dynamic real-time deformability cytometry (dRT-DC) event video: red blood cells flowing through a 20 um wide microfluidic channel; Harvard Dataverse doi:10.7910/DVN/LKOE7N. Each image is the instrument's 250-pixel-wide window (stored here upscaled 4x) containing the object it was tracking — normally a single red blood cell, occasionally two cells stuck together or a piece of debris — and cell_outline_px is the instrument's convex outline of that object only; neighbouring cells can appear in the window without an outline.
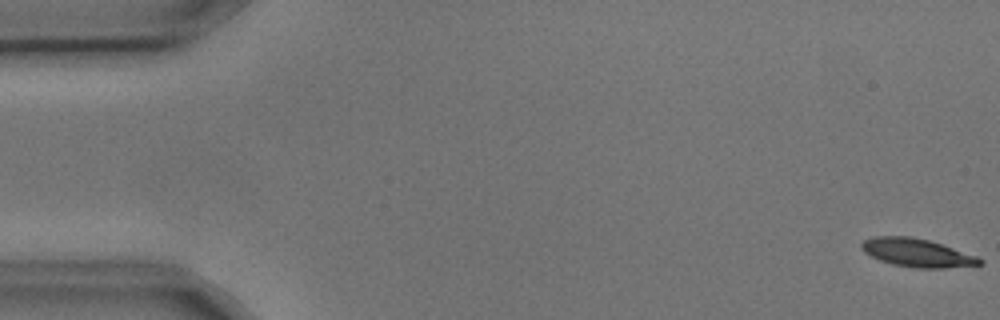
{"species": "common noctule bat (a hibernating species)", "species_latin": "Nyctalus noctula", "temperature_condition": "cold", "stored_images_in_passage": 6, "camera_frame_rate_fps": 3000, "um_per_image_px": 0.085, "animal": {"sex": "male", "body_mass_g": 17.9, "forearm_length_mm": 54.2}, "frame": {"image": 1, "passage_image": 1, "time_ms": 0.0, "image_size_px": [1000, 320], "cell_outline_px": [[984, 264], [944, 268], [916, 268], [892, 264], [880, 260], [864, 252], [860, 248], [860, 244], [864, 240], [876, 236], [908, 236], [928, 240], [976, 256], [984, 260]], "centroid_in_image_um": [77.93, 21.49], "position_along_channel_um": 7.1, "area_um2": 19.25}}
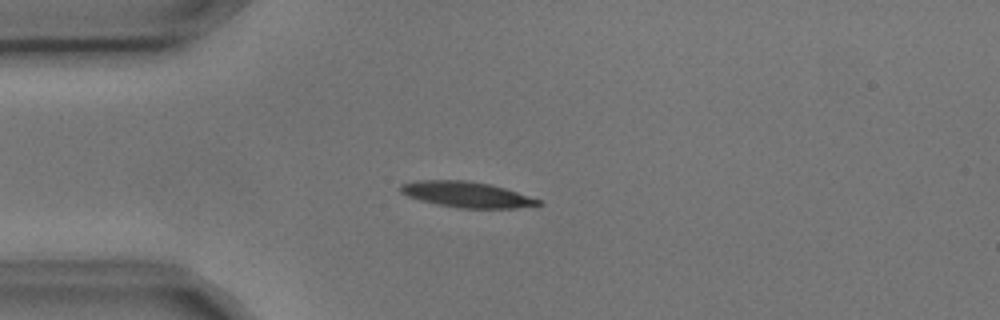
{"frame": {"image": 2, "passage_image": 4, "time_ms": 1.0, "image_size_px": [1000, 320], "cell_outline_px": [[544, 204], [516, 208], [460, 208], [436, 204], [420, 200], [408, 196], [400, 192], [400, 184], [416, 180], [468, 180], [488, 184], [504, 188], [540, 200]], "centroid_in_image_um": [39.63, 16.53], "position_along_channel_um": 45.4, "area_um2": 20.52}}
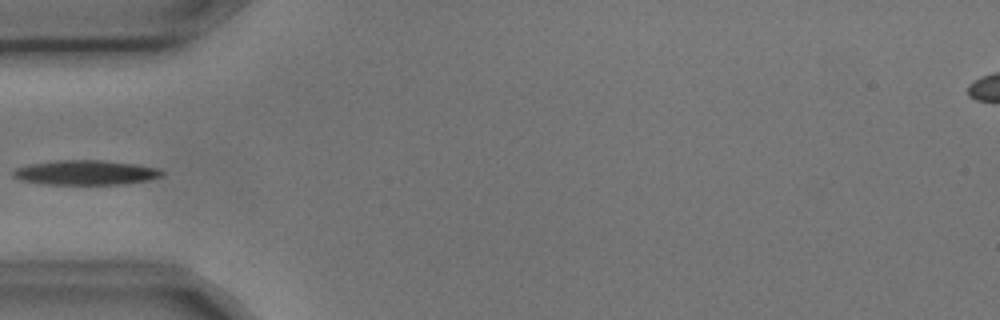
{"frame": {"image": 3, "passage_image": 5, "time_ms": 1.333, "image_size_px": [1000, 320], "cell_outline_px": [[164, 176], [148, 180], [124, 184], [40, 184], [20, 180], [12, 176], [12, 172], [16, 168], [28, 164], [56, 160], [104, 160], [136, 164], [160, 168], [164, 172]], "centroid_in_image_um": [7.29, 14.66], "position_along_channel_um": 77.7, "area_um2": 21.68}}